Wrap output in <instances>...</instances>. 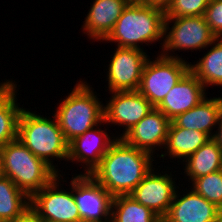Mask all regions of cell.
I'll list each match as a JSON object with an SVG mask.
<instances>
[{
	"label": "cell",
	"mask_w": 222,
	"mask_h": 222,
	"mask_svg": "<svg viewBox=\"0 0 222 222\" xmlns=\"http://www.w3.org/2000/svg\"><path fill=\"white\" fill-rule=\"evenodd\" d=\"M154 157L117 138L90 175L112 197L129 195L155 166Z\"/></svg>",
	"instance_id": "1"
},
{
	"label": "cell",
	"mask_w": 222,
	"mask_h": 222,
	"mask_svg": "<svg viewBox=\"0 0 222 222\" xmlns=\"http://www.w3.org/2000/svg\"><path fill=\"white\" fill-rule=\"evenodd\" d=\"M164 20L165 9L163 8L137 2L129 3L116 21L112 31L101 42H114L117 47L144 50L143 43L145 46H149L161 41L160 49H162Z\"/></svg>",
	"instance_id": "2"
},
{
	"label": "cell",
	"mask_w": 222,
	"mask_h": 222,
	"mask_svg": "<svg viewBox=\"0 0 222 222\" xmlns=\"http://www.w3.org/2000/svg\"><path fill=\"white\" fill-rule=\"evenodd\" d=\"M39 115L36 111L23 108L18 120L17 139L21 141L35 156L44 160L58 174L62 172L58 163L68 162V142L65 140L57 118ZM57 160H56V159Z\"/></svg>",
	"instance_id": "3"
},
{
	"label": "cell",
	"mask_w": 222,
	"mask_h": 222,
	"mask_svg": "<svg viewBox=\"0 0 222 222\" xmlns=\"http://www.w3.org/2000/svg\"><path fill=\"white\" fill-rule=\"evenodd\" d=\"M71 89L54 111L68 143L104 120V103L87 81L79 80Z\"/></svg>",
	"instance_id": "4"
},
{
	"label": "cell",
	"mask_w": 222,
	"mask_h": 222,
	"mask_svg": "<svg viewBox=\"0 0 222 222\" xmlns=\"http://www.w3.org/2000/svg\"><path fill=\"white\" fill-rule=\"evenodd\" d=\"M4 174L29 197L48 185L58 173L44 160L35 156L18 139L0 150Z\"/></svg>",
	"instance_id": "5"
},
{
	"label": "cell",
	"mask_w": 222,
	"mask_h": 222,
	"mask_svg": "<svg viewBox=\"0 0 222 222\" xmlns=\"http://www.w3.org/2000/svg\"><path fill=\"white\" fill-rule=\"evenodd\" d=\"M164 38L160 54L169 58L184 60L182 56L175 52H180V50H207L217 37L212 33L203 15L165 17Z\"/></svg>",
	"instance_id": "6"
},
{
	"label": "cell",
	"mask_w": 222,
	"mask_h": 222,
	"mask_svg": "<svg viewBox=\"0 0 222 222\" xmlns=\"http://www.w3.org/2000/svg\"><path fill=\"white\" fill-rule=\"evenodd\" d=\"M158 54L155 60L149 57L146 61L138 88L155 108L190 70V63L186 59L169 58Z\"/></svg>",
	"instance_id": "7"
},
{
	"label": "cell",
	"mask_w": 222,
	"mask_h": 222,
	"mask_svg": "<svg viewBox=\"0 0 222 222\" xmlns=\"http://www.w3.org/2000/svg\"><path fill=\"white\" fill-rule=\"evenodd\" d=\"M63 176L65 174H58L48 185L30 197V207L43 222H82L73 195V175L70 185L68 184L70 187L66 190L62 187L64 184H61L62 181L66 182Z\"/></svg>",
	"instance_id": "8"
},
{
	"label": "cell",
	"mask_w": 222,
	"mask_h": 222,
	"mask_svg": "<svg viewBox=\"0 0 222 222\" xmlns=\"http://www.w3.org/2000/svg\"><path fill=\"white\" fill-rule=\"evenodd\" d=\"M110 56L106 69L108 92L138 90L144 65L150 56L141 49L117 46Z\"/></svg>",
	"instance_id": "9"
},
{
	"label": "cell",
	"mask_w": 222,
	"mask_h": 222,
	"mask_svg": "<svg viewBox=\"0 0 222 222\" xmlns=\"http://www.w3.org/2000/svg\"><path fill=\"white\" fill-rule=\"evenodd\" d=\"M73 195L82 222H110L112 196L91 175H73Z\"/></svg>",
	"instance_id": "10"
},
{
	"label": "cell",
	"mask_w": 222,
	"mask_h": 222,
	"mask_svg": "<svg viewBox=\"0 0 222 222\" xmlns=\"http://www.w3.org/2000/svg\"><path fill=\"white\" fill-rule=\"evenodd\" d=\"M110 98L104 104V121L109 126L123 127L121 138L127 131L145 117L154 107L138 91L109 92Z\"/></svg>",
	"instance_id": "11"
},
{
	"label": "cell",
	"mask_w": 222,
	"mask_h": 222,
	"mask_svg": "<svg viewBox=\"0 0 222 222\" xmlns=\"http://www.w3.org/2000/svg\"><path fill=\"white\" fill-rule=\"evenodd\" d=\"M155 168L156 166L129 195L158 216H162L167 215L178 186L175 184L176 177L174 178L172 171H169L171 170L169 166L166 167V171H161L162 173L160 169L158 171ZM167 168H169L168 171Z\"/></svg>",
	"instance_id": "12"
},
{
	"label": "cell",
	"mask_w": 222,
	"mask_h": 222,
	"mask_svg": "<svg viewBox=\"0 0 222 222\" xmlns=\"http://www.w3.org/2000/svg\"><path fill=\"white\" fill-rule=\"evenodd\" d=\"M101 125H103L102 127H105L104 125L107 127L103 120L100 124L75 137L68 143V161L70 160L76 165L77 163H82L83 172L81 171L80 174L90 175L100 164L102 157L107 153L110 146L117 140L115 134L110 136L106 131L107 129H101Z\"/></svg>",
	"instance_id": "13"
},
{
	"label": "cell",
	"mask_w": 222,
	"mask_h": 222,
	"mask_svg": "<svg viewBox=\"0 0 222 222\" xmlns=\"http://www.w3.org/2000/svg\"><path fill=\"white\" fill-rule=\"evenodd\" d=\"M171 120L159 109L153 108L136 125L127 131L121 139L128 145L149 152H161L165 147Z\"/></svg>",
	"instance_id": "14"
},
{
	"label": "cell",
	"mask_w": 222,
	"mask_h": 222,
	"mask_svg": "<svg viewBox=\"0 0 222 222\" xmlns=\"http://www.w3.org/2000/svg\"><path fill=\"white\" fill-rule=\"evenodd\" d=\"M205 86L189 70L156 107L171 121L204 100Z\"/></svg>",
	"instance_id": "15"
},
{
	"label": "cell",
	"mask_w": 222,
	"mask_h": 222,
	"mask_svg": "<svg viewBox=\"0 0 222 222\" xmlns=\"http://www.w3.org/2000/svg\"><path fill=\"white\" fill-rule=\"evenodd\" d=\"M189 189L180 192L178 186L166 216L173 222H214L219 208Z\"/></svg>",
	"instance_id": "16"
},
{
	"label": "cell",
	"mask_w": 222,
	"mask_h": 222,
	"mask_svg": "<svg viewBox=\"0 0 222 222\" xmlns=\"http://www.w3.org/2000/svg\"><path fill=\"white\" fill-rule=\"evenodd\" d=\"M81 27L88 39L103 41L112 31L128 0H93Z\"/></svg>",
	"instance_id": "17"
},
{
	"label": "cell",
	"mask_w": 222,
	"mask_h": 222,
	"mask_svg": "<svg viewBox=\"0 0 222 222\" xmlns=\"http://www.w3.org/2000/svg\"><path fill=\"white\" fill-rule=\"evenodd\" d=\"M206 97L198 105L178 115L172 121L181 128L197 130L212 138L222 109V97Z\"/></svg>",
	"instance_id": "18"
},
{
	"label": "cell",
	"mask_w": 222,
	"mask_h": 222,
	"mask_svg": "<svg viewBox=\"0 0 222 222\" xmlns=\"http://www.w3.org/2000/svg\"><path fill=\"white\" fill-rule=\"evenodd\" d=\"M16 83L12 79H4L0 83V150L17 139L18 120L23 107L17 102L19 88Z\"/></svg>",
	"instance_id": "19"
},
{
	"label": "cell",
	"mask_w": 222,
	"mask_h": 222,
	"mask_svg": "<svg viewBox=\"0 0 222 222\" xmlns=\"http://www.w3.org/2000/svg\"><path fill=\"white\" fill-rule=\"evenodd\" d=\"M209 139L210 137L203 132L178 127L172 121L163 149L165 151L160 153L161 155L157 154V158H162L164 162L167 155L169 159L178 160V163H182Z\"/></svg>",
	"instance_id": "20"
},
{
	"label": "cell",
	"mask_w": 222,
	"mask_h": 222,
	"mask_svg": "<svg viewBox=\"0 0 222 222\" xmlns=\"http://www.w3.org/2000/svg\"><path fill=\"white\" fill-rule=\"evenodd\" d=\"M183 164L184 176L188 182L222 169V150L210 138L204 145L189 156ZM185 165V166H184ZM187 177V178H186Z\"/></svg>",
	"instance_id": "21"
},
{
	"label": "cell",
	"mask_w": 222,
	"mask_h": 222,
	"mask_svg": "<svg viewBox=\"0 0 222 222\" xmlns=\"http://www.w3.org/2000/svg\"><path fill=\"white\" fill-rule=\"evenodd\" d=\"M199 60L190 62V71L209 88L222 86V38H216Z\"/></svg>",
	"instance_id": "22"
},
{
	"label": "cell",
	"mask_w": 222,
	"mask_h": 222,
	"mask_svg": "<svg viewBox=\"0 0 222 222\" xmlns=\"http://www.w3.org/2000/svg\"><path fill=\"white\" fill-rule=\"evenodd\" d=\"M30 207V197L6 176L0 178V221L7 222Z\"/></svg>",
	"instance_id": "23"
},
{
	"label": "cell",
	"mask_w": 222,
	"mask_h": 222,
	"mask_svg": "<svg viewBox=\"0 0 222 222\" xmlns=\"http://www.w3.org/2000/svg\"><path fill=\"white\" fill-rule=\"evenodd\" d=\"M157 216L130 195L112 197L110 222H155Z\"/></svg>",
	"instance_id": "24"
},
{
	"label": "cell",
	"mask_w": 222,
	"mask_h": 222,
	"mask_svg": "<svg viewBox=\"0 0 222 222\" xmlns=\"http://www.w3.org/2000/svg\"><path fill=\"white\" fill-rule=\"evenodd\" d=\"M190 187L208 202L222 208V169L194 179Z\"/></svg>",
	"instance_id": "25"
},
{
	"label": "cell",
	"mask_w": 222,
	"mask_h": 222,
	"mask_svg": "<svg viewBox=\"0 0 222 222\" xmlns=\"http://www.w3.org/2000/svg\"><path fill=\"white\" fill-rule=\"evenodd\" d=\"M209 0H171L165 17L203 16Z\"/></svg>",
	"instance_id": "26"
},
{
	"label": "cell",
	"mask_w": 222,
	"mask_h": 222,
	"mask_svg": "<svg viewBox=\"0 0 222 222\" xmlns=\"http://www.w3.org/2000/svg\"><path fill=\"white\" fill-rule=\"evenodd\" d=\"M204 17L212 33L222 38V0H209Z\"/></svg>",
	"instance_id": "27"
},
{
	"label": "cell",
	"mask_w": 222,
	"mask_h": 222,
	"mask_svg": "<svg viewBox=\"0 0 222 222\" xmlns=\"http://www.w3.org/2000/svg\"><path fill=\"white\" fill-rule=\"evenodd\" d=\"M7 222H43L37 213L31 208H27L21 215Z\"/></svg>",
	"instance_id": "28"
},
{
	"label": "cell",
	"mask_w": 222,
	"mask_h": 222,
	"mask_svg": "<svg viewBox=\"0 0 222 222\" xmlns=\"http://www.w3.org/2000/svg\"><path fill=\"white\" fill-rule=\"evenodd\" d=\"M217 130H214L212 139L215 141L216 145L222 150V109L219 114Z\"/></svg>",
	"instance_id": "29"
},
{
	"label": "cell",
	"mask_w": 222,
	"mask_h": 222,
	"mask_svg": "<svg viewBox=\"0 0 222 222\" xmlns=\"http://www.w3.org/2000/svg\"><path fill=\"white\" fill-rule=\"evenodd\" d=\"M171 0H139L137 3L149 6H157L165 9Z\"/></svg>",
	"instance_id": "30"
},
{
	"label": "cell",
	"mask_w": 222,
	"mask_h": 222,
	"mask_svg": "<svg viewBox=\"0 0 222 222\" xmlns=\"http://www.w3.org/2000/svg\"><path fill=\"white\" fill-rule=\"evenodd\" d=\"M155 222H173V221L166 215H162V216H157Z\"/></svg>",
	"instance_id": "31"
},
{
	"label": "cell",
	"mask_w": 222,
	"mask_h": 222,
	"mask_svg": "<svg viewBox=\"0 0 222 222\" xmlns=\"http://www.w3.org/2000/svg\"><path fill=\"white\" fill-rule=\"evenodd\" d=\"M214 222H222V208H219Z\"/></svg>",
	"instance_id": "32"
},
{
	"label": "cell",
	"mask_w": 222,
	"mask_h": 222,
	"mask_svg": "<svg viewBox=\"0 0 222 222\" xmlns=\"http://www.w3.org/2000/svg\"><path fill=\"white\" fill-rule=\"evenodd\" d=\"M4 176H5V174H4V169H3V161H2V156L0 153V178H2Z\"/></svg>",
	"instance_id": "33"
},
{
	"label": "cell",
	"mask_w": 222,
	"mask_h": 222,
	"mask_svg": "<svg viewBox=\"0 0 222 222\" xmlns=\"http://www.w3.org/2000/svg\"><path fill=\"white\" fill-rule=\"evenodd\" d=\"M130 3L138 2L139 0H128Z\"/></svg>",
	"instance_id": "34"
}]
</instances>
